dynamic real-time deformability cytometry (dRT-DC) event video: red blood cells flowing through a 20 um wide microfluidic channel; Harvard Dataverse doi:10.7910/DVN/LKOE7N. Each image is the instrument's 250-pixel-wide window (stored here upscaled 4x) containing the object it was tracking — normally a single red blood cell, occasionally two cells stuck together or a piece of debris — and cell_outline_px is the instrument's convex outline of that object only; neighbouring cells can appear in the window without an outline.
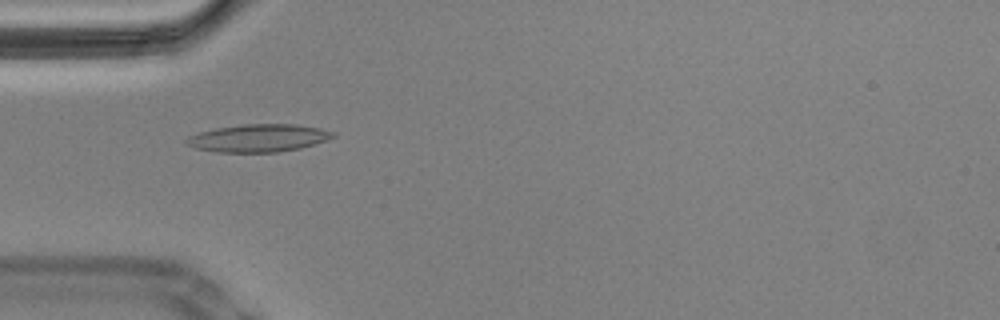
{"species": "Egyptian fruit bat (a non-hibernating species)", "species_latin": "Rousettus aegyptiacus", "temperature_condition": "cold", "stored_images_in_passage": 57, "camera_frame_rate_fps": 3000, "um_per_image_px": 0.085, "animal": {"sex": "male"}, "frame": {"image": 1, "passage_image": 17, "time_ms": 5.333, "image_size_px": [1000, 320], "cell_outline_px": [[336, 136], [300, 148], [276, 152], [216, 152], [196, 148], [184, 144], [184, 140], [188, 136], [200, 132], [216, 128], [244, 124], [296, 124], [320, 128], [336, 132]], "centroid_in_image_um": [21.94, 11.73], "position_along_channel_um": 63.1, "area_um2": 23.58}}
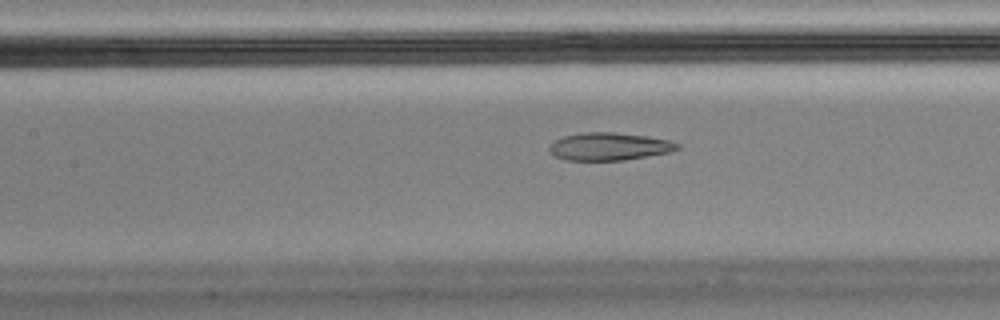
{"frame": {"image": 2, "passage_image": 25, "time_ms": 8.0, "image_size_px": [1000, 320], "cell_outline_px": [[680, 148], [668, 152], [624, 160], [568, 160], [556, 156], [548, 148], [548, 144], [564, 136], [584, 132], [612, 132], [648, 136], [668, 140], [680, 144]], "centroid_in_image_um": [51.78, 12.44], "position_along_channel_um": 155.6, "area_um2": 20.46}, "authors_computed_cell_mechanics": {"area_um2": 22.4264, "velocity_mm_per_s": 3.4771, "shape_relaxation_time_tau1_ms": null, "shape_relaxation_time_tau2_ms": 1.4647, "deformation_change_tau1": null, "deformation_change_tau2": 0.086}}